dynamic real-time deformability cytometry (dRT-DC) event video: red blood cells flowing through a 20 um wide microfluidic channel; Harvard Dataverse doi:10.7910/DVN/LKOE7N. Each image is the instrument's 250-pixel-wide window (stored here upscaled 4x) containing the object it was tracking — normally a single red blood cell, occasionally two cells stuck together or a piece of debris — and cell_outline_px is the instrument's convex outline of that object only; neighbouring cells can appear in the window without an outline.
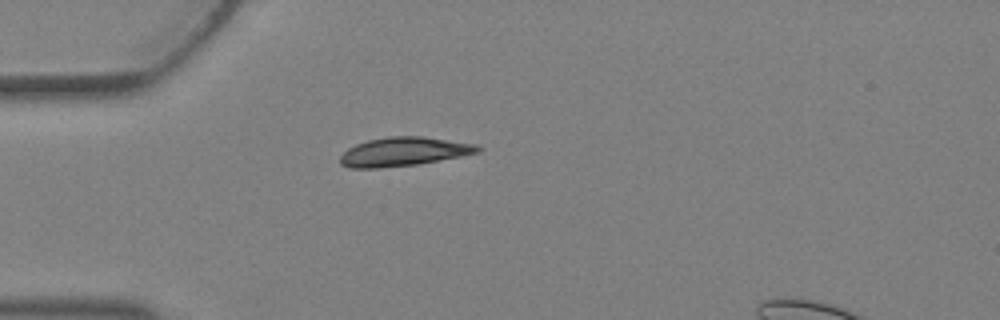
{"species": "Egyptian fruit bat (a non-hibernating species)", "species_latin": "Rousettus aegyptiacus", "temperature_condition": "warm", "stored_images_in_passage": 2, "camera_frame_rate_fps": 3000, "um_per_image_px": 0.085, "animal": {"sex": "female"}, "frame": {"image": 1, "passage_image": 1, "time_ms": 0.0, "image_size_px": [1000, 320], "cell_outline_px": [[484, 148], [480, 152], [460, 156], [416, 164], [380, 168], [348, 168], [340, 164], [340, 156], [348, 148], [356, 144], [368, 140], [388, 136], [424, 136], [476, 144]], "centroid_in_image_um": [34.31, 12.88], "position_along_channel_um": 50.7, "area_um2": 23.18}}